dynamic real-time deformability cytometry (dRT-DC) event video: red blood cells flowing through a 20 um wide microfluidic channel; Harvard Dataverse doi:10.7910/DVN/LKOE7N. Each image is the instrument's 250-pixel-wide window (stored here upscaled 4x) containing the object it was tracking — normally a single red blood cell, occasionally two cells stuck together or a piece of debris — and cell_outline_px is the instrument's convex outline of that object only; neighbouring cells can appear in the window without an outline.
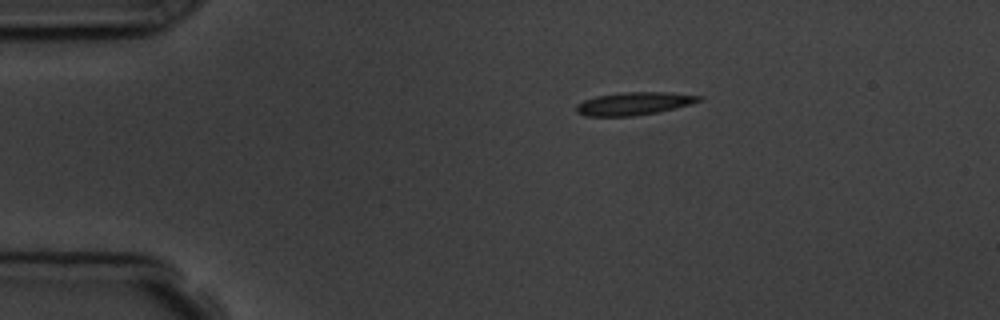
{"species": "common noctule bat (a hibernating species)", "species_latin": "Nyctalus noctula", "temperature_condition": "room temperature", "stored_images_in_passage": 5, "camera_frame_rate_fps": 3000, "um_per_image_px": 0.085, "animal": {"sex": "male", "body_mass_g": 19.5, "forearm_length_mm": 54.6}, "frame": {"image": 1, "passage_image": 1, "time_ms": 0.0, "image_size_px": [1000, 320], "cell_outline_px": [[704, 100], [692, 104], [676, 108], [656, 112], [632, 116], [584, 116], [576, 112], [576, 104], [584, 100], [596, 96], [624, 92], [668, 92], [704, 96]], "centroid_in_image_um": [53.92, 8.8], "position_along_channel_um": 31.1, "area_um2": 16.47}}
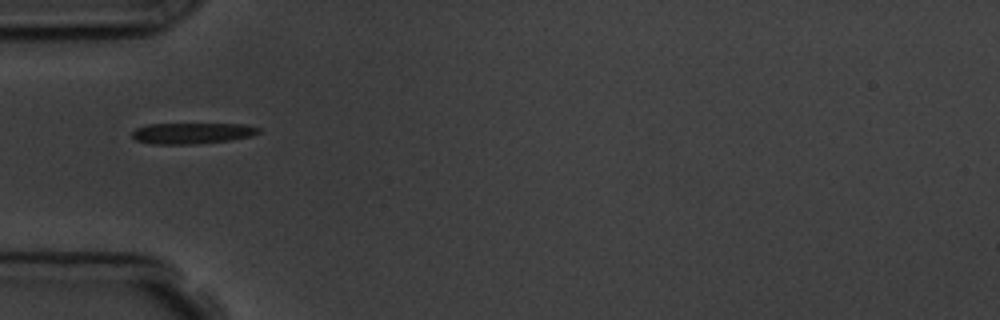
{"frame": {"image": 2, "passage_image": 3, "time_ms": 2.333, "image_size_px": [1000, 320], "cell_outline_px": [[260, 132], [252, 136], [232, 140], [196, 144], [152, 144], [136, 140], [132, 136], [132, 132], [136, 128], [148, 124], [244, 124], [260, 128]], "centroid_in_image_um": [16.34, 11.33], "position_along_channel_um": 68.7, "area_um2": 15.55}}
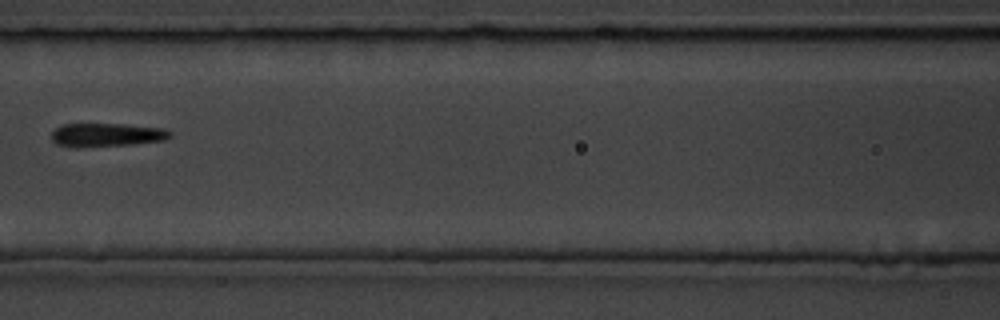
{"frame": {"image": 3, "passage_image": 5, "time_ms": 4.667, "image_size_px": [1000, 320], "cell_outline_px": [[172, 136], [164, 140], [132, 144], [76, 148], [72, 148], [56, 144], [52, 140], [52, 132], [56, 128], [64, 124], [124, 124], [164, 128], [172, 132]], "centroid_in_image_um": [9.05, 11.47], "position_along_channel_um": 157.5, "area_um2": 16.42}}